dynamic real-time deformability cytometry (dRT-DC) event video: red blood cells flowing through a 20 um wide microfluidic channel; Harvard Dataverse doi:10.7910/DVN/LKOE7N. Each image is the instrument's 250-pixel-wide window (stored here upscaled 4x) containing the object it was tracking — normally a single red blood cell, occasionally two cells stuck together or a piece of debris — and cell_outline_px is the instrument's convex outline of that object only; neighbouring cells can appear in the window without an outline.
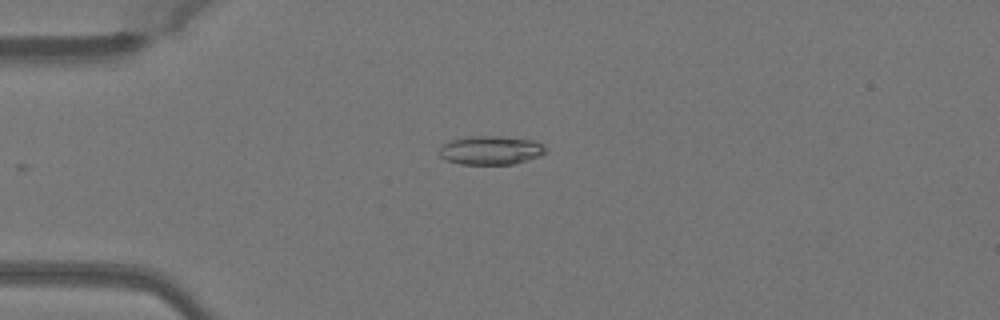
{"species": "Egyptian fruit bat (a non-hibernating species)", "species_latin": "Rousettus aegyptiacus", "temperature_condition": "warm", "stored_images_in_passage": 20, "camera_frame_rate_fps": 3000, "um_per_image_px": 0.085, "animal": {"sex": "female"}, "frame": {"image": 1, "passage_image": 3, "time_ms": 0.667, "image_size_px": [1000, 320], "cell_outline_px": [[544, 152], [540, 156], [512, 164], [460, 164], [448, 160], [440, 156], [440, 148], [444, 144], [452, 140], [472, 136], [500, 136], [532, 140], [540, 144], [544, 148]], "centroid_in_image_um": [41.69, 12.77], "position_along_channel_um": 43.3, "area_um2": 17.4}}
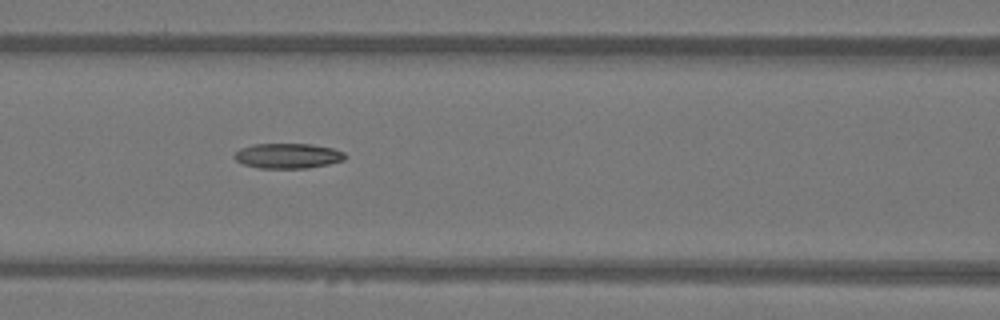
{"frame": {"image": 2, "passage_image": 12, "time_ms": 3.667, "image_size_px": [1000, 320], "cell_outline_px": [[348, 156], [344, 160], [328, 164], [308, 168], [260, 168], [244, 164], [236, 160], [232, 156], [240, 148], [252, 144], [312, 144], [332, 148], [344, 152]], "centroid_in_image_um": [24.48, 13.24], "position_along_channel_um": 142.1, "area_um2": 16.24}}
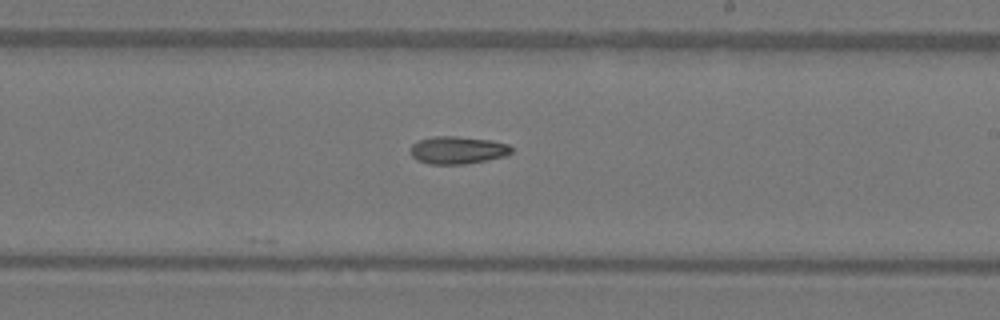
{"frame": {"image": 3, "passage_image": 20, "time_ms": 6.333, "image_size_px": [1000, 320], "cell_outline_px": [[512, 152], [508, 156], [464, 164], [428, 164], [416, 160], [412, 156], [412, 144], [420, 140], [432, 136], [456, 136], [492, 140], [508, 144], [512, 148]], "centroid_in_image_um": [38.93, 12.76], "position_along_channel_um": 250.1, "area_um2": 16.3}}